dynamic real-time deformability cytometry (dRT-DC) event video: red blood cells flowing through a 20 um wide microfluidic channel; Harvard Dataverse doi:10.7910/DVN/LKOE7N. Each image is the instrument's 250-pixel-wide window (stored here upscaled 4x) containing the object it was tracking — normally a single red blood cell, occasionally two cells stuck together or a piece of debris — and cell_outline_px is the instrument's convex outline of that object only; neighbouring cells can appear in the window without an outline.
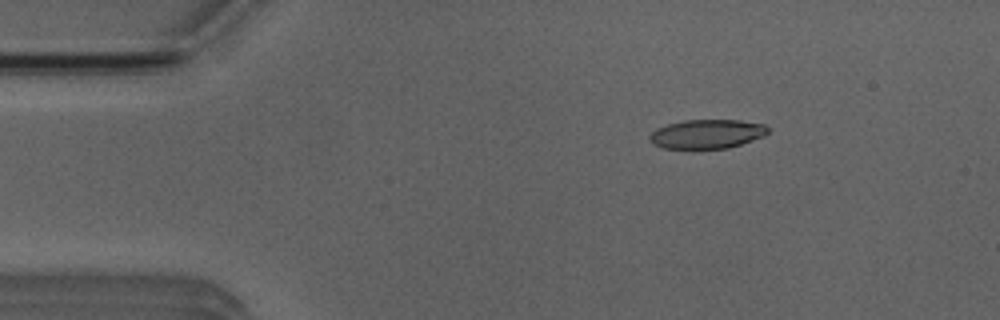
{"species": "Egyptian fruit bat (a non-hibernating species)", "species_latin": "Rousettus aegyptiacus", "temperature_condition": "room temperature", "stored_images_in_passage": 4, "camera_frame_rate_fps": 3000, "um_per_image_px": 0.085, "animal": {"sex": "male"}, "frame": {"image": 1, "passage_image": 2, "time_ms": 2.0, "image_size_px": [1000, 320], "cell_outline_px": [[768, 132], [764, 136], [728, 148], [664, 148], [652, 144], [648, 140], [648, 136], [656, 128], [668, 124], [684, 120], [740, 120], [764, 124], [768, 128]], "centroid_in_image_um": [60.06, 11.38], "position_along_channel_um": 24.9, "area_um2": 20.0}}